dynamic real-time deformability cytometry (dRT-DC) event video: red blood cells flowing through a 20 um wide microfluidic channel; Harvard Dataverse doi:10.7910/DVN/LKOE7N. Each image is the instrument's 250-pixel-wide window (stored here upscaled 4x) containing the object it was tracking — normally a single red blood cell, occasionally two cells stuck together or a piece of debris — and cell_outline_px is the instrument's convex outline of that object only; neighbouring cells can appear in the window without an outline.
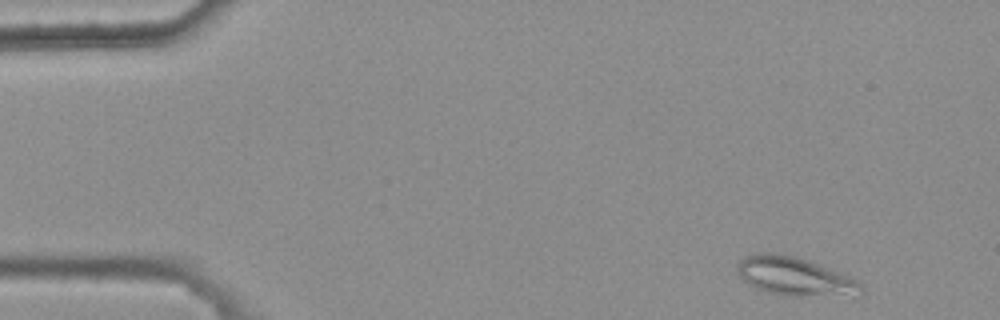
{"species": "common noctule bat (a hibernating species)", "species_latin": "Nyctalus noctula", "temperature_condition": "warm", "stored_images_in_passage": 4, "segment_of_instrument_passage": [1, 2], "camera_frame_rate_fps": 3000, "um_per_image_px": 0.085, "animal": {"sex": "female", "body_mass_g": 25.1}, "frame": {"image": 1, "passage_image": 1, "time_ms": 0.0, "image_size_px": [1000, 320], "cell_outline_px": [[864, 288], [840, 292], [800, 296], [780, 296], [764, 292], [748, 284], [736, 272], [736, 264], [744, 256], [760, 252], [776, 252], [792, 256], [852, 276]], "centroid_in_image_um": [67.31, 23.44], "position_along_channel_um": 17.7, "area_um2": 26.76}}